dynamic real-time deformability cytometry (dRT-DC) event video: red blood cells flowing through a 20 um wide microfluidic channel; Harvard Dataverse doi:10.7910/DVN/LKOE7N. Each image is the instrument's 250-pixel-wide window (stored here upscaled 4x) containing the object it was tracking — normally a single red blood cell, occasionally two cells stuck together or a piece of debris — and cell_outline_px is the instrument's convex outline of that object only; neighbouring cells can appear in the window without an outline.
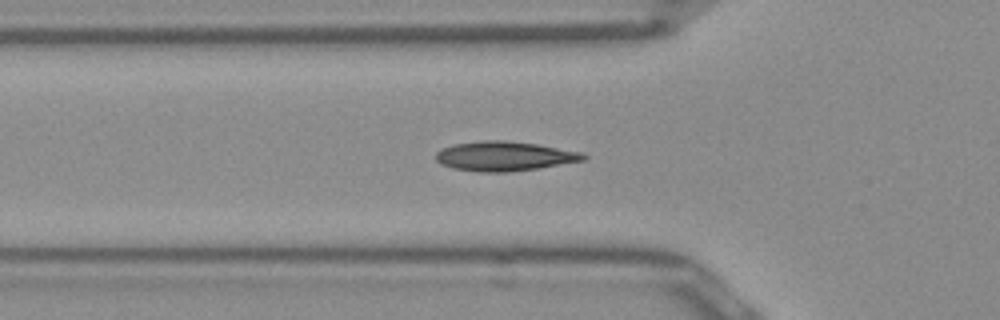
{"species": "Egyptian fruit bat (a non-hibernating species)", "species_latin": "Rousettus aegyptiacus", "temperature_condition": "room temperature", "stored_images_in_passage": 42, "camera_frame_rate_fps": 3000, "um_per_image_px": 0.085, "frame": {"image": 1, "passage_image": 7, "time_ms": 2.0, "image_size_px": [1000, 320], "cell_outline_px": [[588, 156], [584, 160], [536, 168], [508, 172], [480, 172], [452, 168], [440, 164], [436, 160], [436, 152], [444, 148], [456, 144], [484, 140], [504, 140], [536, 144], [580, 152]], "centroid_in_image_um": [42.84, 13.28], "position_along_channel_um": 83.0, "area_um2": 25.03}}
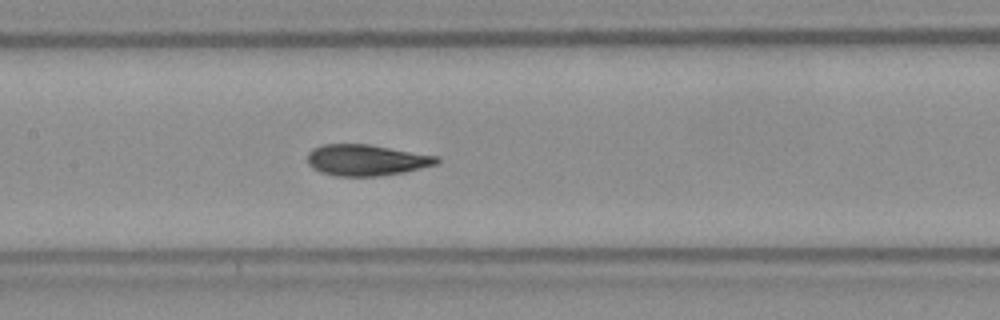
{"frame": {"image": 2, "passage_image": 14, "time_ms": 4.333, "image_size_px": [1000, 320], "cell_outline_px": [[440, 160], [436, 164], [404, 172], [380, 176], [336, 176], [320, 172], [312, 168], [308, 164], [308, 152], [312, 148], [324, 144], [368, 144], [440, 156]], "centroid_in_image_um": [31.13, 13.6], "position_along_channel_um": 176.3, "area_um2": 23.58}}
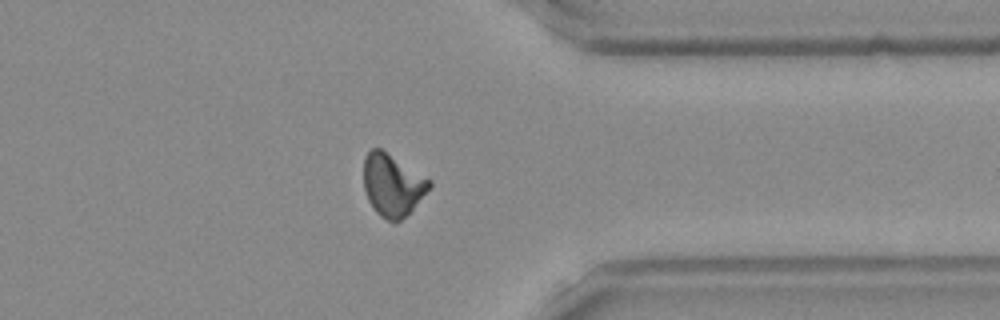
{"frame": {"image": 3, "passage_image": 30, "time_ms": 9.667, "image_size_px": [1000, 320], "cell_outline_px": [[432, 184], [412, 208], [396, 224], [380, 216], [376, 212], [368, 200], [364, 188], [364, 156], [372, 148], [380, 148], [432, 180]], "centroid_in_image_um": [33.33, 15.71], "position_along_channel_um": 378.1, "area_um2": 23.47}, "authors_computed_cell_mechanics": {"area_um2": 23.2934, "velocity_mm_per_s": 3.9517, "shape_relaxation_time_tau1_ms": 4.6251, "shape_relaxation_time_tau2_ms": 2.0578, "deformation_change_tau1": 0.1386, "deformation_change_tau2": 0.0661}}